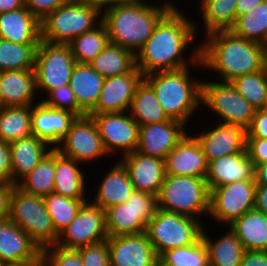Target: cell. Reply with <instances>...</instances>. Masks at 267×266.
<instances>
[{"instance_id":"f546056e","label":"cell","mask_w":267,"mask_h":266,"mask_svg":"<svg viewBox=\"0 0 267 266\" xmlns=\"http://www.w3.org/2000/svg\"><path fill=\"white\" fill-rule=\"evenodd\" d=\"M105 77L89 64L76 63L70 78V88L78 105L88 114L97 104Z\"/></svg>"},{"instance_id":"2e32d148","label":"cell","mask_w":267,"mask_h":266,"mask_svg":"<svg viewBox=\"0 0 267 266\" xmlns=\"http://www.w3.org/2000/svg\"><path fill=\"white\" fill-rule=\"evenodd\" d=\"M206 131L191 133L199 142L207 161L246 153L247 129L240 124L219 123ZM199 133V134H198Z\"/></svg>"},{"instance_id":"91938a15","label":"cell","mask_w":267,"mask_h":266,"mask_svg":"<svg viewBox=\"0 0 267 266\" xmlns=\"http://www.w3.org/2000/svg\"><path fill=\"white\" fill-rule=\"evenodd\" d=\"M0 266H40V261H22L18 263H2Z\"/></svg>"},{"instance_id":"d6986e66","label":"cell","mask_w":267,"mask_h":266,"mask_svg":"<svg viewBox=\"0 0 267 266\" xmlns=\"http://www.w3.org/2000/svg\"><path fill=\"white\" fill-rule=\"evenodd\" d=\"M186 127L189 126L174 119L139 126L137 151L147 156L165 159L188 133Z\"/></svg>"},{"instance_id":"7dc6e473","label":"cell","mask_w":267,"mask_h":266,"mask_svg":"<svg viewBox=\"0 0 267 266\" xmlns=\"http://www.w3.org/2000/svg\"><path fill=\"white\" fill-rule=\"evenodd\" d=\"M71 0H24V6L40 21L59 6Z\"/></svg>"},{"instance_id":"6f0895ef","label":"cell","mask_w":267,"mask_h":266,"mask_svg":"<svg viewBox=\"0 0 267 266\" xmlns=\"http://www.w3.org/2000/svg\"><path fill=\"white\" fill-rule=\"evenodd\" d=\"M96 3L103 10L117 4H139L146 3L147 0H95Z\"/></svg>"},{"instance_id":"bcb514c9","label":"cell","mask_w":267,"mask_h":266,"mask_svg":"<svg viewBox=\"0 0 267 266\" xmlns=\"http://www.w3.org/2000/svg\"><path fill=\"white\" fill-rule=\"evenodd\" d=\"M83 266H111L107 239L77 249Z\"/></svg>"},{"instance_id":"e0dca14e","label":"cell","mask_w":267,"mask_h":266,"mask_svg":"<svg viewBox=\"0 0 267 266\" xmlns=\"http://www.w3.org/2000/svg\"><path fill=\"white\" fill-rule=\"evenodd\" d=\"M111 266H158L159 257L147 234L107 238Z\"/></svg>"},{"instance_id":"11a10c76","label":"cell","mask_w":267,"mask_h":266,"mask_svg":"<svg viewBox=\"0 0 267 266\" xmlns=\"http://www.w3.org/2000/svg\"><path fill=\"white\" fill-rule=\"evenodd\" d=\"M264 0H237L236 3V19L253 10L259 3Z\"/></svg>"},{"instance_id":"681fc988","label":"cell","mask_w":267,"mask_h":266,"mask_svg":"<svg viewBox=\"0 0 267 266\" xmlns=\"http://www.w3.org/2000/svg\"><path fill=\"white\" fill-rule=\"evenodd\" d=\"M247 138L267 139V109H256L251 125L247 129Z\"/></svg>"},{"instance_id":"ee69618b","label":"cell","mask_w":267,"mask_h":266,"mask_svg":"<svg viewBox=\"0 0 267 266\" xmlns=\"http://www.w3.org/2000/svg\"><path fill=\"white\" fill-rule=\"evenodd\" d=\"M40 266H83L78 250L51 245L41 249Z\"/></svg>"},{"instance_id":"1f68e13d","label":"cell","mask_w":267,"mask_h":266,"mask_svg":"<svg viewBox=\"0 0 267 266\" xmlns=\"http://www.w3.org/2000/svg\"><path fill=\"white\" fill-rule=\"evenodd\" d=\"M205 229L204 225L201 236L209 252L210 266H240L245 248L235 233L228 227L221 237L211 239Z\"/></svg>"},{"instance_id":"f6af8a7d","label":"cell","mask_w":267,"mask_h":266,"mask_svg":"<svg viewBox=\"0 0 267 266\" xmlns=\"http://www.w3.org/2000/svg\"><path fill=\"white\" fill-rule=\"evenodd\" d=\"M42 101L49 107L68 110L73 112L77 116H84L87 114L78 105L76 97L70 88V85H64L51 90Z\"/></svg>"},{"instance_id":"b9f144b4","label":"cell","mask_w":267,"mask_h":266,"mask_svg":"<svg viewBox=\"0 0 267 266\" xmlns=\"http://www.w3.org/2000/svg\"><path fill=\"white\" fill-rule=\"evenodd\" d=\"M43 199L58 234L70 224L81 206L88 201L64 197L54 192L44 196Z\"/></svg>"},{"instance_id":"9a60e30c","label":"cell","mask_w":267,"mask_h":266,"mask_svg":"<svg viewBox=\"0 0 267 266\" xmlns=\"http://www.w3.org/2000/svg\"><path fill=\"white\" fill-rule=\"evenodd\" d=\"M88 115L94 119L109 156L117 152L123 157L137 150L139 126L128 111Z\"/></svg>"},{"instance_id":"ac0fdd59","label":"cell","mask_w":267,"mask_h":266,"mask_svg":"<svg viewBox=\"0 0 267 266\" xmlns=\"http://www.w3.org/2000/svg\"><path fill=\"white\" fill-rule=\"evenodd\" d=\"M143 78L137 67L129 73L105 78L97 104L88 114L129 111L135 90Z\"/></svg>"},{"instance_id":"c3c4849f","label":"cell","mask_w":267,"mask_h":266,"mask_svg":"<svg viewBox=\"0 0 267 266\" xmlns=\"http://www.w3.org/2000/svg\"><path fill=\"white\" fill-rule=\"evenodd\" d=\"M246 151L253 167L267 162V139L247 138Z\"/></svg>"},{"instance_id":"680465c9","label":"cell","mask_w":267,"mask_h":266,"mask_svg":"<svg viewBox=\"0 0 267 266\" xmlns=\"http://www.w3.org/2000/svg\"><path fill=\"white\" fill-rule=\"evenodd\" d=\"M24 7V0H0V13Z\"/></svg>"},{"instance_id":"7a4b0ae2","label":"cell","mask_w":267,"mask_h":266,"mask_svg":"<svg viewBox=\"0 0 267 266\" xmlns=\"http://www.w3.org/2000/svg\"><path fill=\"white\" fill-rule=\"evenodd\" d=\"M200 42L203 68L231 82L238 76L263 70L267 66V47L235 35L231 30L214 31Z\"/></svg>"},{"instance_id":"52a82bcc","label":"cell","mask_w":267,"mask_h":266,"mask_svg":"<svg viewBox=\"0 0 267 266\" xmlns=\"http://www.w3.org/2000/svg\"><path fill=\"white\" fill-rule=\"evenodd\" d=\"M204 225L196 218L157 208L145 233L160 257L167 250L195 243L201 237Z\"/></svg>"},{"instance_id":"ab89813d","label":"cell","mask_w":267,"mask_h":266,"mask_svg":"<svg viewBox=\"0 0 267 266\" xmlns=\"http://www.w3.org/2000/svg\"><path fill=\"white\" fill-rule=\"evenodd\" d=\"M109 43L106 26L101 22L93 30L84 32L69 43L71 53L77 63L88 64Z\"/></svg>"},{"instance_id":"8fae6325","label":"cell","mask_w":267,"mask_h":266,"mask_svg":"<svg viewBox=\"0 0 267 266\" xmlns=\"http://www.w3.org/2000/svg\"><path fill=\"white\" fill-rule=\"evenodd\" d=\"M156 209V196L134 190L125 203L105 210L108 237L144 232Z\"/></svg>"},{"instance_id":"d590c367","label":"cell","mask_w":267,"mask_h":266,"mask_svg":"<svg viewBox=\"0 0 267 266\" xmlns=\"http://www.w3.org/2000/svg\"><path fill=\"white\" fill-rule=\"evenodd\" d=\"M32 105L0 107V140L12 142L33 136Z\"/></svg>"},{"instance_id":"4fadbf2b","label":"cell","mask_w":267,"mask_h":266,"mask_svg":"<svg viewBox=\"0 0 267 266\" xmlns=\"http://www.w3.org/2000/svg\"><path fill=\"white\" fill-rule=\"evenodd\" d=\"M60 154L82 164L109 157L92 116H77L66 135L55 147ZM97 159V160H96Z\"/></svg>"},{"instance_id":"8992f818","label":"cell","mask_w":267,"mask_h":266,"mask_svg":"<svg viewBox=\"0 0 267 266\" xmlns=\"http://www.w3.org/2000/svg\"><path fill=\"white\" fill-rule=\"evenodd\" d=\"M157 208L201 219L209 215L210 189L205 178L166 175ZM201 217V218H200Z\"/></svg>"},{"instance_id":"d6a6232c","label":"cell","mask_w":267,"mask_h":266,"mask_svg":"<svg viewBox=\"0 0 267 266\" xmlns=\"http://www.w3.org/2000/svg\"><path fill=\"white\" fill-rule=\"evenodd\" d=\"M128 112L138 123V126L171 120L159 104L153 88L144 79L135 90Z\"/></svg>"},{"instance_id":"7bdbcfd3","label":"cell","mask_w":267,"mask_h":266,"mask_svg":"<svg viewBox=\"0 0 267 266\" xmlns=\"http://www.w3.org/2000/svg\"><path fill=\"white\" fill-rule=\"evenodd\" d=\"M234 88L256 109L267 105V66L260 71L238 76L231 81Z\"/></svg>"},{"instance_id":"83f0119b","label":"cell","mask_w":267,"mask_h":266,"mask_svg":"<svg viewBox=\"0 0 267 266\" xmlns=\"http://www.w3.org/2000/svg\"><path fill=\"white\" fill-rule=\"evenodd\" d=\"M52 149L49 144L34 135L10 142L11 182L16 184L30 173Z\"/></svg>"},{"instance_id":"7c38bea8","label":"cell","mask_w":267,"mask_h":266,"mask_svg":"<svg viewBox=\"0 0 267 266\" xmlns=\"http://www.w3.org/2000/svg\"><path fill=\"white\" fill-rule=\"evenodd\" d=\"M255 179L231 182L210 190L208 217L228 227L255 207Z\"/></svg>"},{"instance_id":"cb8c5ba5","label":"cell","mask_w":267,"mask_h":266,"mask_svg":"<svg viewBox=\"0 0 267 266\" xmlns=\"http://www.w3.org/2000/svg\"><path fill=\"white\" fill-rule=\"evenodd\" d=\"M36 95L34 70L0 71V107L33 105Z\"/></svg>"},{"instance_id":"f907efd6","label":"cell","mask_w":267,"mask_h":266,"mask_svg":"<svg viewBox=\"0 0 267 266\" xmlns=\"http://www.w3.org/2000/svg\"><path fill=\"white\" fill-rule=\"evenodd\" d=\"M11 182L10 143L0 140V183Z\"/></svg>"},{"instance_id":"277c9868","label":"cell","mask_w":267,"mask_h":266,"mask_svg":"<svg viewBox=\"0 0 267 266\" xmlns=\"http://www.w3.org/2000/svg\"><path fill=\"white\" fill-rule=\"evenodd\" d=\"M190 67L154 72L143 78L153 88L167 116L187 126L201 109L202 97V79L192 76Z\"/></svg>"},{"instance_id":"e575fe53","label":"cell","mask_w":267,"mask_h":266,"mask_svg":"<svg viewBox=\"0 0 267 266\" xmlns=\"http://www.w3.org/2000/svg\"><path fill=\"white\" fill-rule=\"evenodd\" d=\"M205 35L230 30L236 21L237 0H198Z\"/></svg>"},{"instance_id":"9c48e42d","label":"cell","mask_w":267,"mask_h":266,"mask_svg":"<svg viewBox=\"0 0 267 266\" xmlns=\"http://www.w3.org/2000/svg\"><path fill=\"white\" fill-rule=\"evenodd\" d=\"M206 106L218 122L240 124L246 129L253 120L256 108L234 88L231 82L202 80L201 108Z\"/></svg>"},{"instance_id":"ba28073f","label":"cell","mask_w":267,"mask_h":266,"mask_svg":"<svg viewBox=\"0 0 267 266\" xmlns=\"http://www.w3.org/2000/svg\"><path fill=\"white\" fill-rule=\"evenodd\" d=\"M9 219L24 230L40 249L55 245L59 234L48 214L43 197L15 187Z\"/></svg>"},{"instance_id":"484cf974","label":"cell","mask_w":267,"mask_h":266,"mask_svg":"<svg viewBox=\"0 0 267 266\" xmlns=\"http://www.w3.org/2000/svg\"><path fill=\"white\" fill-rule=\"evenodd\" d=\"M113 165L94 189L96 194L93 190L95 197L91 202L103 210L125 203L135 190L123 164L117 161Z\"/></svg>"},{"instance_id":"f5cc1de1","label":"cell","mask_w":267,"mask_h":266,"mask_svg":"<svg viewBox=\"0 0 267 266\" xmlns=\"http://www.w3.org/2000/svg\"><path fill=\"white\" fill-rule=\"evenodd\" d=\"M240 266H267V251L245 250Z\"/></svg>"},{"instance_id":"9f6ffc18","label":"cell","mask_w":267,"mask_h":266,"mask_svg":"<svg viewBox=\"0 0 267 266\" xmlns=\"http://www.w3.org/2000/svg\"><path fill=\"white\" fill-rule=\"evenodd\" d=\"M254 179L257 185H267V162L254 167Z\"/></svg>"},{"instance_id":"ffe728a7","label":"cell","mask_w":267,"mask_h":266,"mask_svg":"<svg viewBox=\"0 0 267 266\" xmlns=\"http://www.w3.org/2000/svg\"><path fill=\"white\" fill-rule=\"evenodd\" d=\"M121 158L118 161L127 169L134 189L157 197L166 177L164 159L137 150Z\"/></svg>"},{"instance_id":"74e56055","label":"cell","mask_w":267,"mask_h":266,"mask_svg":"<svg viewBox=\"0 0 267 266\" xmlns=\"http://www.w3.org/2000/svg\"><path fill=\"white\" fill-rule=\"evenodd\" d=\"M235 35L267 47V0L236 19L230 29Z\"/></svg>"},{"instance_id":"5bb4252c","label":"cell","mask_w":267,"mask_h":266,"mask_svg":"<svg viewBox=\"0 0 267 266\" xmlns=\"http://www.w3.org/2000/svg\"><path fill=\"white\" fill-rule=\"evenodd\" d=\"M107 238L105 210L88 199L70 224L59 233L55 245L77 250Z\"/></svg>"},{"instance_id":"60d3db41","label":"cell","mask_w":267,"mask_h":266,"mask_svg":"<svg viewBox=\"0 0 267 266\" xmlns=\"http://www.w3.org/2000/svg\"><path fill=\"white\" fill-rule=\"evenodd\" d=\"M158 265L169 266H210L209 252L202 236L193 244L167 250Z\"/></svg>"},{"instance_id":"836d02e7","label":"cell","mask_w":267,"mask_h":266,"mask_svg":"<svg viewBox=\"0 0 267 266\" xmlns=\"http://www.w3.org/2000/svg\"><path fill=\"white\" fill-rule=\"evenodd\" d=\"M88 64L103 77L108 78L134 70L136 57L132 51L109 42Z\"/></svg>"},{"instance_id":"8d00e7d4","label":"cell","mask_w":267,"mask_h":266,"mask_svg":"<svg viewBox=\"0 0 267 266\" xmlns=\"http://www.w3.org/2000/svg\"><path fill=\"white\" fill-rule=\"evenodd\" d=\"M55 149H52L38 165L21 178L16 186L26 193L44 197L54 191Z\"/></svg>"},{"instance_id":"30bf717a","label":"cell","mask_w":267,"mask_h":266,"mask_svg":"<svg viewBox=\"0 0 267 266\" xmlns=\"http://www.w3.org/2000/svg\"><path fill=\"white\" fill-rule=\"evenodd\" d=\"M76 63L69 44L41 40L37 46L34 66L38 94L43 91L42 94L47 95L55 88L69 85Z\"/></svg>"},{"instance_id":"6da1fadb","label":"cell","mask_w":267,"mask_h":266,"mask_svg":"<svg viewBox=\"0 0 267 266\" xmlns=\"http://www.w3.org/2000/svg\"><path fill=\"white\" fill-rule=\"evenodd\" d=\"M184 14L186 13L178 7L171 8L155 25L151 36L136 53V67L143 76L159 71L179 70L190 65L203 69L200 44L195 45L188 59L184 57L186 50L198 37L197 32L200 29V21L197 23Z\"/></svg>"},{"instance_id":"d4e9b609","label":"cell","mask_w":267,"mask_h":266,"mask_svg":"<svg viewBox=\"0 0 267 266\" xmlns=\"http://www.w3.org/2000/svg\"><path fill=\"white\" fill-rule=\"evenodd\" d=\"M0 38L18 44H39L41 21L25 6L0 13Z\"/></svg>"},{"instance_id":"603a6c76","label":"cell","mask_w":267,"mask_h":266,"mask_svg":"<svg viewBox=\"0 0 267 266\" xmlns=\"http://www.w3.org/2000/svg\"><path fill=\"white\" fill-rule=\"evenodd\" d=\"M41 249L10 219L0 222V264L40 261Z\"/></svg>"},{"instance_id":"3957f363","label":"cell","mask_w":267,"mask_h":266,"mask_svg":"<svg viewBox=\"0 0 267 266\" xmlns=\"http://www.w3.org/2000/svg\"><path fill=\"white\" fill-rule=\"evenodd\" d=\"M174 2L158 4H117L102 10L109 42L132 51L135 55L151 36L155 25L171 9Z\"/></svg>"},{"instance_id":"44dd1931","label":"cell","mask_w":267,"mask_h":266,"mask_svg":"<svg viewBox=\"0 0 267 266\" xmlns=\"http://www.w3.org/2000/svg\"><path fill=\"white\" fill-rule=\"evenodd\" d=\"M76 118L73 112L49 107L41 99L32 105V133L55 149Z\"/></svg>"},{"instance_id":"7402d4cb","label":"cell","mask_w":267,"mask_h":266,"mask_svg":"<svg viewBox=\"0 0 267 266\" xmlns=\"http://www.w3.org/2000/svg\"><path fill=\"white\" fill-rule=\"evenodd\" d=\"M166 175L205 178L208 161L197 139L187 133L164 159Z\"/></svg>"},{"instance_id":"816d5d0a","label":"cell","mask_w":267,"mask_h":266,"mask_svg":"<svg viewBox=\"0 0 267 266\" xmlns=\"http://www.w3.org/2000/svg\"><path fill=\"white\" fill-rule=\"evenodd\" d=\"M15 187L13 182L0 183V222L9 219L11 197Z\"/></svg>"},{"instance_id":"f35d334b","label":"cell","mask_w":267,"mask_h":266,"mask_svg":"<svg viewBox=\"0 0 267 266\" xmlns=\"http://www.w3.org/2000/svg\"><path fill=\"white\" fill-rule=\"evenodd\" d=\"M37 46L0 38V71L34 70Z\"/></svg>"},{"instance_id":"db71d44e","label":"cell","mask_w":267,"mask_h":266,"mask_svg":"<svg viewBox=\"0 0 267 266\" xmlns=\"http://www.w3.org/2000/svg\"><path fill=\"white\" fill-rule=\"evenodd\" d=\"M254 209L267 215V185H257Z\"/></svg>"},{"instance_id":"5b68a950","label":"cell","mask_w":267,"mask_h":266,"mask_svg":"<svg viewBox=\"0 0 267 266\" xmlns=\"http://www.w3.org/2000/svg\"><path fill=\"white\" fill-rule=\"evenodd\" d=\"M102 22V9L95 0H71L41 21V40L69 44Z\"/></svg>"},{"instance_id":"4dcf8cb0","label":"cell","mask_w":267,"mask_h":266,"mask_svg":"<svg viewBox=\"0 0 267 266\" xmlns=\"http://www.w3.org/2000/svg\"><path fill=\"white\" fill-rule=\"evenodd\" d=\"M245 250L267 251V215L255 209L243 214L228 226Z\"/></svg>"},{"instance_id":"4316f807","label":"cell","mask_w":267,"mask_h":266,"mask_svg":"<svg viewBox=\"0 0 267 266\" xmlns=\"http://www.w3.org/2000/svg\"><path fill=\"white\" fill-rule=\"evenodd\" d=\"M205 179L211 190L231 182L254 179V167L247 152L222 156L208 162Z\"/></svg>"},{"instance_id":"f1b7e54d","label":"cell","mask_w":267,"mask_h":266,"mask_svg":"<svg viewBox=\"0 0 267 266\" xmlns=\"http://www.w3.org/2000/svg\"><path fill=\"white\" fill-rule=\"evenodd\" d=\"M80 165V167H79ZM82 164L55 150L54 193L72 199H88L85 172ZM86 183V184H85Z\"/></svg>"}]
</instances>
